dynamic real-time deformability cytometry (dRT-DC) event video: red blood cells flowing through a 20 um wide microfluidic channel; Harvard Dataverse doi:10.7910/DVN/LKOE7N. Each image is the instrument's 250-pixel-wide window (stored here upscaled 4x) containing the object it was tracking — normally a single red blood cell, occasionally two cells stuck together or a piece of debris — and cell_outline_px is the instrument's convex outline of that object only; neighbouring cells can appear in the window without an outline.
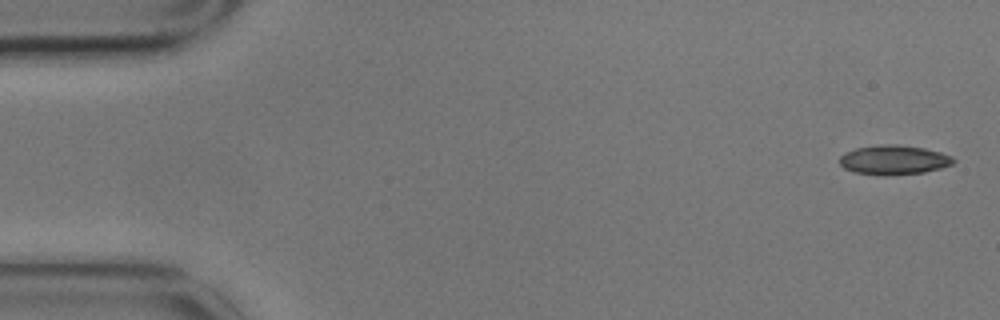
{"species": "common noctule bat (a hibernating species)", "species_latin": "Nyctalus noctula", "temperature_condition": "cold", "stored_images_in_passage": 6, "camera_frame_rate_fps": 3000, "um_per_image_px": 0.085, "animal": {"sex": "male", "body_mass_g": 17.9}, "frame": {"image": 1, "passage_image": 1, "time_ms": 0.0, "image_size_px": [1000, 320], "cell_outline_px": [[956, 160], [952, 164], [940, 168], [924, 172], [884, 176], [880, 176], [852, 172], [844, 168], [840, 164], [840, 156], [844, 152], [856, 148], [884, 144], [896, 144], [924, 148], [940, 152], [952, 156]], "centroid_in_image_um": [75.95, 13.6], "position_along_channel_um": 9.1, "area_um2": 19.65}}
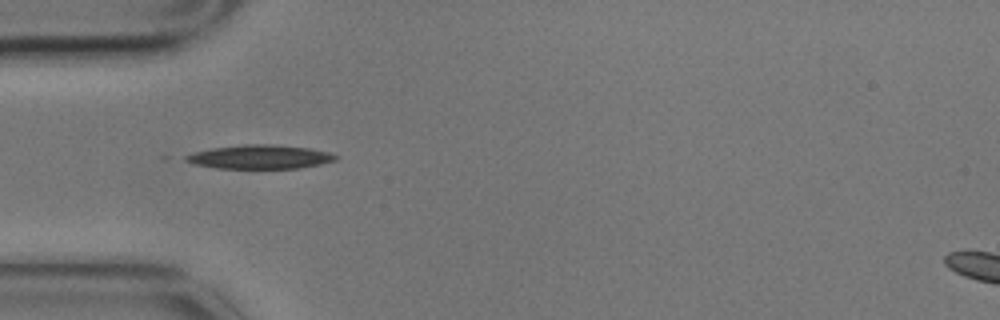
{"frame": {"image": 2, "passage_image": 5, "time_ms": 1.333, "image_size_px": [1000, 320], "cell_outline_px": [[340, 156], [336, 160], [320, 164], [300, 168], [220, 168], [196, 164], [184, 160], [184, 156], [196, 152], [212, 148], [244, 144], [276, 144], [308, 148], [328, 152]], "centroid_in_image_um": [22.14, 13.33], "position_along_channel_um": 62.9, "area_um2": 20.69}}